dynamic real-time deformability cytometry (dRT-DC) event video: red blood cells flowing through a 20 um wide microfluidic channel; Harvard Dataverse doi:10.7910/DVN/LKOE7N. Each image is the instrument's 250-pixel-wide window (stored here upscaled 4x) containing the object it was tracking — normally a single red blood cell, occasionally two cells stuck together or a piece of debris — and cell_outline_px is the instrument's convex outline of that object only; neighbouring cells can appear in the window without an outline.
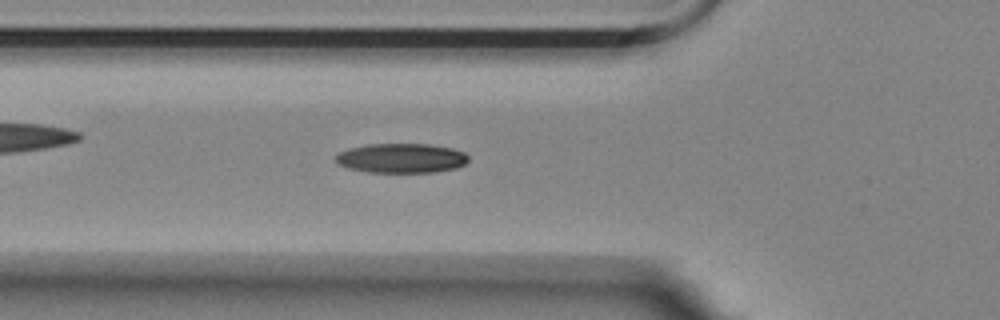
{"species": "Egyptian fruit bat (a non-hibernating species)", "species_latin": "Rousettus aegyptiacus", "temperature_condition": "room temperature", "stored_images_in_passage": 51, "camera_frame_rate_fps": 3000, "um_per_image_px": 0.085, "animal": {"sex": "female"}, "frame": {"image": 1, "passage_image": 19, "time_ms": 6.0, "image_size_px": [1000, 320], "cell_outline_px": [[468, 160], [464, 164], [456, 168], [432, 172], [368, 172], [348, 168], [336, 164], [332, 160], [340, 152], [348, 148], [368, 144], [428, 144], [452, 148], [464, 152], [468, 156]], "centroid_in_image_um": [34.07, 13.44], "position_along_channel_um": 91.7, "area_um2": 22.95}}
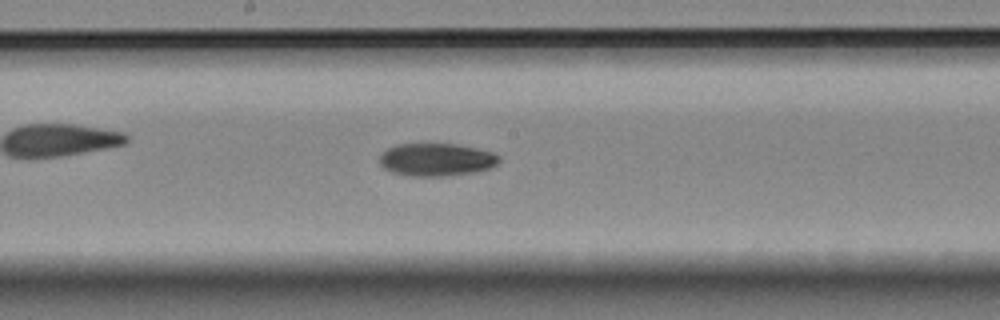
{"frame": {"image": 2, "passage_image": 29, "time_ms": 9.333, "image_size_px": [1000, 320], "cell_outline_px": [[500, 160], [492, 168], [476, 172], [444, 176], [408, 176], [392, 172], [384, 168], [380, 164], [380, 152], [396, 144], [456, 144], [476, 148], [492, 152], [500, 156]], "centroid_in_image_um": [37.09, 13.57], "position_along_channel_um": 211.1, "area_um2": 23.0}}
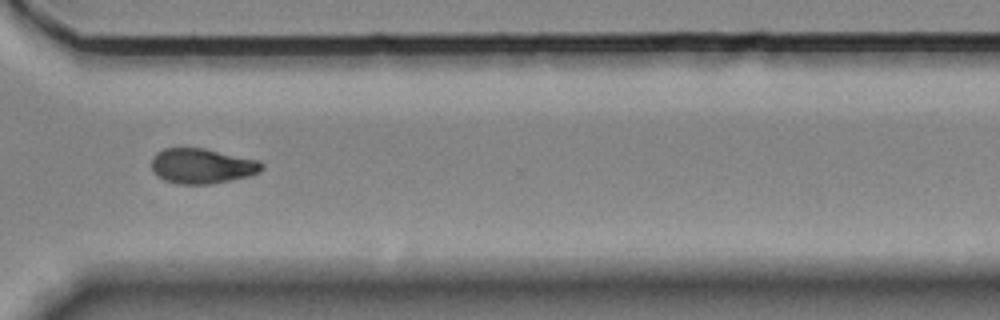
{"frame": {"image": 3, "passage_image": 41, "time_ms": 13.333, "image_size_px": [1000, 320], "cell_outline_px": [[264, 168], [260, 172], [252, 176], [212, 184], [176, 184], [164, 180], [156, 176], [152, 172], [152, 156], [156, 152], [164, 148], [204, 148], [260, 160], [264, 164]], "centroid_in_image_um": [17.19, 14.12], "position_along_channel_um": 353.4, "area_um2": 23.06}}